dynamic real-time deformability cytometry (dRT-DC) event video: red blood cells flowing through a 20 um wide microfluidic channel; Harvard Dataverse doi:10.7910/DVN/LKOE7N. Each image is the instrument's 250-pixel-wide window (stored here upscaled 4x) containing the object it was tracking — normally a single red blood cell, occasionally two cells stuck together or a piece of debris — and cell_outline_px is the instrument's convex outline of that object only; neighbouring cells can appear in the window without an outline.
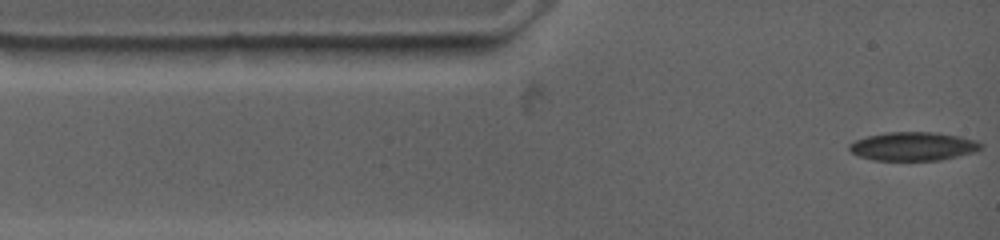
{"species": "common noctule bat (a hibernating species)", "species_latin": "Nyctalus noctula", "temperature_condition": "warm", "stored_images_in_passage": 57, "camera_frame_rate_fps": 4500, "um_per_image_px": 0.085, "animal": {"sex": "female", "body_mass_g": 19.0, "forearm_length_mm": 53.3}, "frame": {"image": 1, "passage_image": 1, "time_ms": 0.0, "image_size_px": [1000, 240], "cell_outline_px": [[984, 144], [976, 152], [940, 160], [872, 160], [860, 156], [852, 152], [848, 148], [848, 144], [856, 140], [868, 136], [888, 132], [936, 132], [960, 136], [976, 140]], "centroid_in_image_um": [77.65, 12.43], "position_along_channel_um": 7.4, "area_um2": 21.96}}
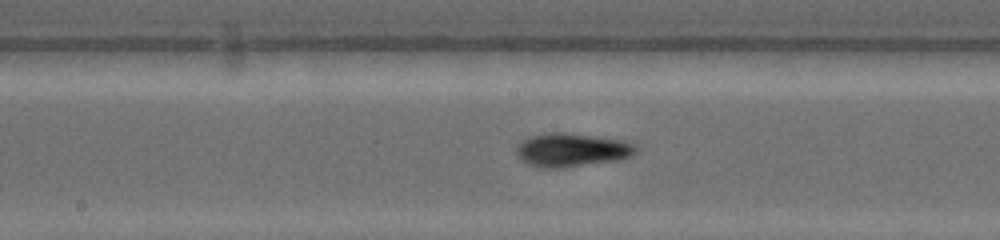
{"frame": {"image": 2, "passage_image": 25, "time_ms": 6.222, "image_size_px": [1000, 240], "cell_outline_px": [[636, 152], [632, 156], [620, 160], [560, 168], [544, 168], [528, 164], [520, 160], [516, 156], [516, 148], [528, 136], [548, 132], [564, 132], [596, 136], [624, 140], [632, 144], [636, 148]], "centroid_in_image_um": [48.58, 12.74], "position_along_channel_um": 199.6, "area_um2": 23.52}}
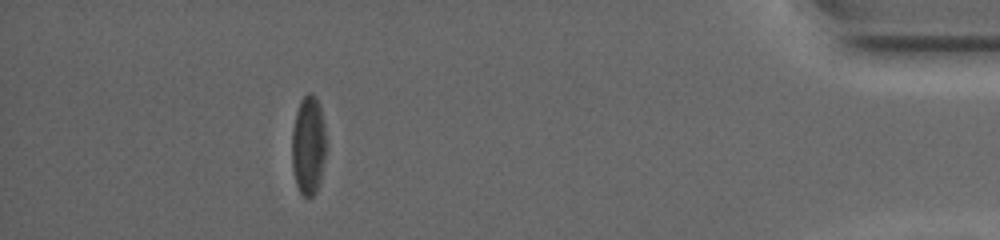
{"frame": {"image": 3, "passage_image": 49, "time_ms": 13.778, "image_size_px": [1000, 240], "cell_outline_px": [[324, 160], [320, 180], [316, 192], [312, 196], [304, 196], [300, 192], [296, 184], [292, 168], [292, 128], [296, 112], [300, 100], [308, 92], [312, 92], [316, 96], [320, 104], [324, 124]], "centroid_in_image_um": [26.19, 12.31], "position_along_channel_um": 409.0, "area_um2": 19.71}, "authors_computed_cell_mechanics": {"area_um2": 21.8484, "velocity_mm_per_s": 3.7258, "shape_relaxation_time_tau1_ms": 3.8531, "shape_relaxation_time_tau2_ms": 4.283, "deformation_change_tau1": 0.1329, "deformation_change_tau2": 0.0916}}